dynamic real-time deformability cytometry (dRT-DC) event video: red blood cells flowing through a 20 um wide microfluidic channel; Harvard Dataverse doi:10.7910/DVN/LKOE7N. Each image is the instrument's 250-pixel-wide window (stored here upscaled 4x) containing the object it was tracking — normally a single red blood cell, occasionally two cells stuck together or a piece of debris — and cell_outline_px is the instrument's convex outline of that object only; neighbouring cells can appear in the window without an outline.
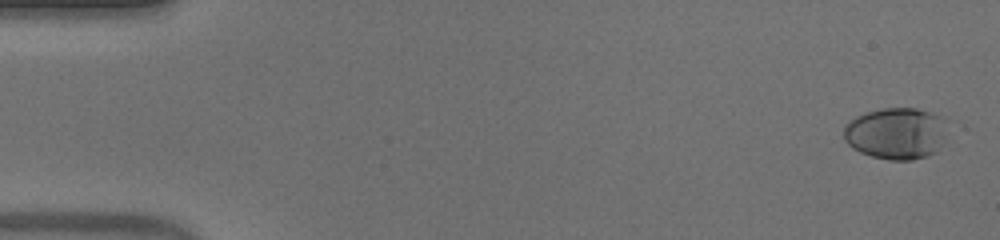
{"species": "human", "species_latin": "Homo sapiens", "temperature_condition": "warm", "stored_images_in_passage": 18, "camera_frame_rate_fps": 3000, "um_per_image_px": 0.085, "donor": {"sex": "male"}, "frame": {"image": 1, "passage_image": 1, "time_ms": 0.0, "image_size_px": [1000, 240], "cell_outline_px": [[944, 140], [936, 152], [928, 156], [912, 160], [888, 160], [872, 156], [860, 152], [852, 148], [844, 140], [844, 124], [856, 116], [864, 112], [884, 108], [916, 108], [940, 116], [944, 120]], "centroid_in_image_um": [76.13, 11.34], "position_along_channel_um": 8.9, "area_um2": 31.27}}
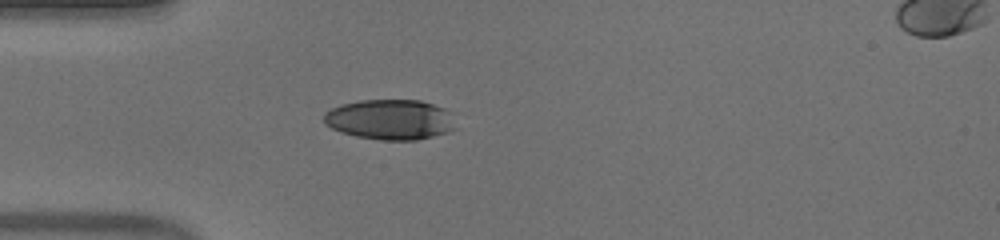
{"frame": {"image": 2, "passage_image": 15, "time_ms": 4.667, "image_size_px": [1000, 240], "cell_outline_px": [[456, 128], [448, 132], [416, 140], [380, 140], [356, 136], [340, 132], [324, 124], [324, 112], [340, 104], [360, 100], [420, 100], [444, 108], [452, 112]], "centroid_in_image_um": [33.16, 10.16], "position_along_channel_um": 51.8, "area_um2": 31.15}}